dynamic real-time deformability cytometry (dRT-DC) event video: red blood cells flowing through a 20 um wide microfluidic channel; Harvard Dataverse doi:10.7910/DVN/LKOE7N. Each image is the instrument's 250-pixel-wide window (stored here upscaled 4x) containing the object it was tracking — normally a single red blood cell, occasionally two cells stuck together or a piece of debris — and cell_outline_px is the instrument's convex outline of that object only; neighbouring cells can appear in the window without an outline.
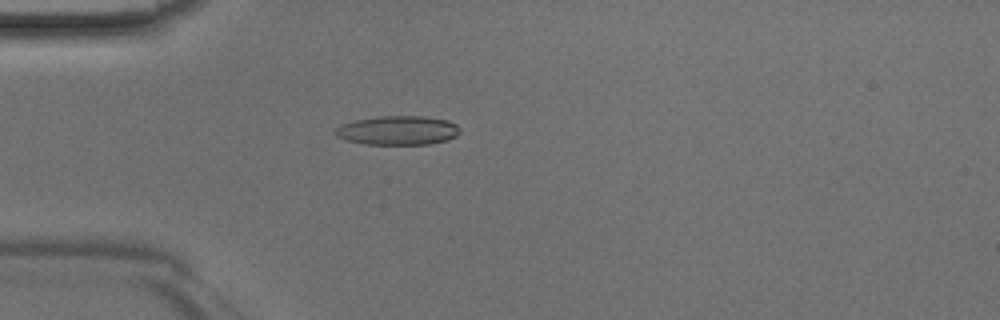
{"species": "Egyptian fruit bat (a non-hibernating species)", "species_latin": "Rousettus aegyptiacus", "temperature_condition": "room temperature", "stored_images_in_passage": 36, "camera_frame_rate_fps": 3000, "um_per_image_px": 0.085, "animal": {"sex": "male"}, "frame": {"image": 1, "passage_image": 13, "time_ms": 4.0, "image_size_px": [1000, 320], "cell_outline_px": [[460, 132], [456, 136], [448, 140], [428, 144], [364, 144], [348, 140], [336, 136], [332, 132], [340, 124], [352, 120], [380, 116], [424, 116], [448, 120], [456, 124], [460, 128]], "centroid_in_image_um": [33.8, 11.07], "position_along_channel_um": 51.2, "area_um2": 21.33}}
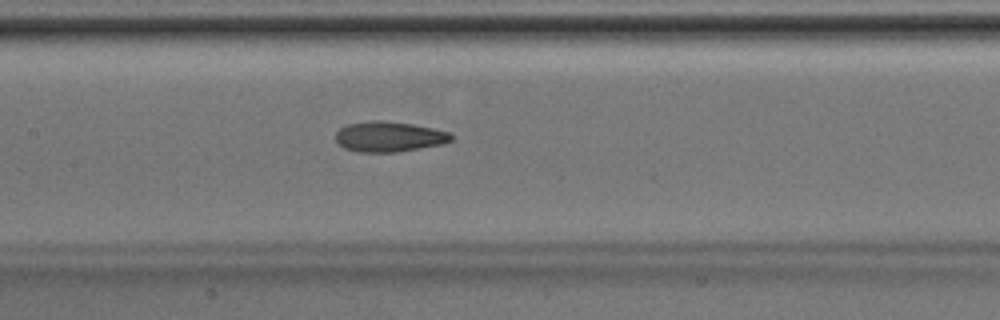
{"frame": {"image": 2, "passage_image": 22, "time_ms": 7.0, "image_size_px": [1000, 320], "cell_outline_px": [[452, 140], [444, 144], [396, 152], [360, 152], [344, 148], [336, 140], [336, 132], [340, 128], [348, 124], [372, 120], [380, 120], [412, 124], [432, 128], [448, 132], [452, 136]], "centroid_in_image_um": [33.07, 11.62], "position_along_channel_um": 174.3, "area_um2": 20.29}}
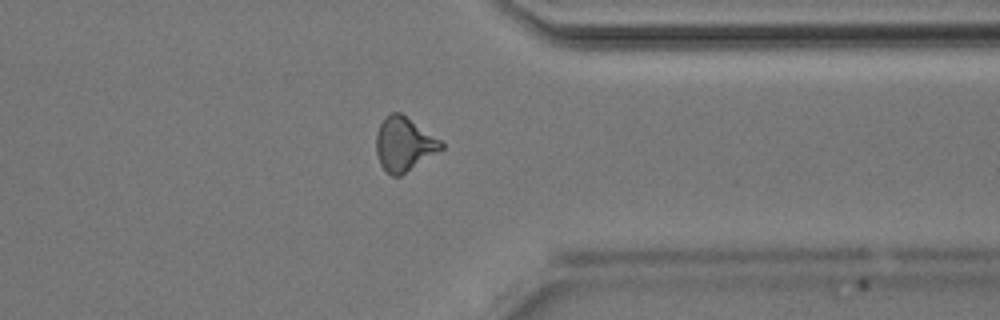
{"frame": {"image": 3, "passage_image": 36, "time_ms": 11.667, "image_size_px": [1000, 320], "cell_outline_px": [[444, 148], [400, 176], [392, 176], [384, 172], [380, 164], [376, 152], [376, 132], [380, 124], [392, 112], [400, 112], [440, 140], [444, 144]], "centroid_in_image_um": [34.32, 12.28], "position_along_channel_um": 377.1, "area_um2": 20.23}}